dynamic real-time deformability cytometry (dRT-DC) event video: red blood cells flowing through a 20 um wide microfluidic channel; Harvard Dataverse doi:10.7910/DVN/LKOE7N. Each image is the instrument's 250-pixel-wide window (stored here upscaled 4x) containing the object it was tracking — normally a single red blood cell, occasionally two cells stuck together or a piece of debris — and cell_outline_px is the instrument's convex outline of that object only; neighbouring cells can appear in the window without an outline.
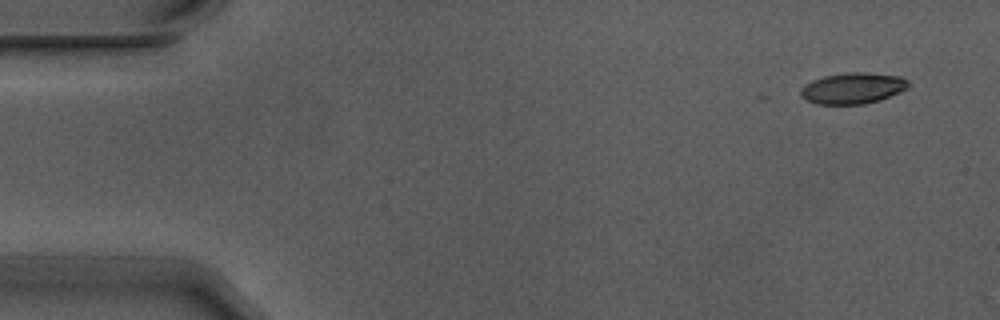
{"species": "Egyptian fruit bat (a non-hibernating species)", "species_latin": "Rousettus aegyptiacus", "temperature_condition": "warm", "stored_images_in_passage": 4, "camera_frame_rate_fps": 3000, "um_per_image_px": 0.085, "animal": {"sex": "male"}, "frame": {"image": 1, "passage_image": 1, "time_ms": 0.0, "image_size_px": [1000, 320], "cell_outline_px": [[912, 84], [908, 88], [900, 92], [880, 100], [864, 104], [816, 104], [800, 96], [800, 88], [804, 84], [812, 80], [824, 76], [848, 72], [868, 72], [900, 76], [908, 80]], "centroid_in_image_um": [72.51, 7.49], "position_along_channel_um": 12.5, "area_um2": 19.77}}